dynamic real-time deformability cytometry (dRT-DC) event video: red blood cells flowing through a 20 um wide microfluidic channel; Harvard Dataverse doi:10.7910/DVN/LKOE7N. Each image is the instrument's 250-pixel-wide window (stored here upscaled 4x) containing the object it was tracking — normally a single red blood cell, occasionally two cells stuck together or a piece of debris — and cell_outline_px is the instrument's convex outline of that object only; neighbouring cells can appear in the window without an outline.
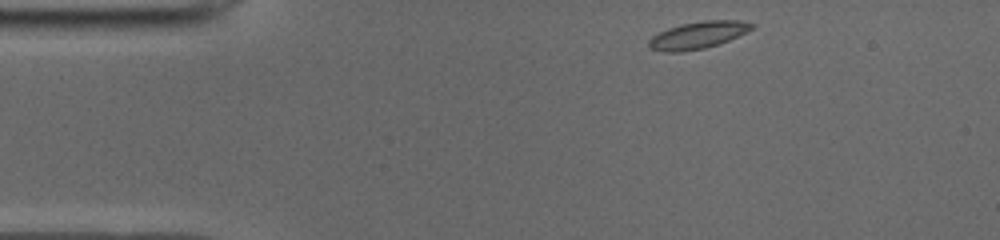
{"species": "common noctule bat (a hibernating species)", "species_latin": "Nyctalus noctula", "temperature_condition": "cold", "stored_images_in_passage": 44, "camera_frame_rate_fps": 3000, "um_per_image_px": 0.085, "animal": {"sex": "male", "body_mass_g": 19.0, "forearm_length_mm": 50.8}, "frame": {"image": 1, "passage_image": 1, "time_ms": 0.0, "image_size_px": [1000, 240], "cell_outline_px": [[756, 24], [752, 28], [720, 44], [704, 48], [680, 52], [664, 52], [648, 48], [648, 40], [652, 36], [668, 28], [680, 24], [704, 20], [740, 20]], "centroid_in_image_um": [59.28, 2.98], "position_along_channel_um": 25.7, "area_um2": 16.24}}
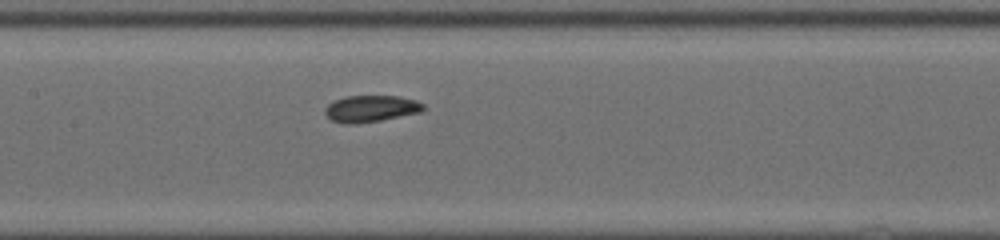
{"frame": {"image": 2, "passage_image": 17, "time_ms": 5.333, "image_size_px": [1000, 240], "cell_outline_px": [[424, 108], [420, 112], [380, 120], [356, 124], [344, 124], [332, 120], [324, 112], [324, 108], [328, 104], [336, 100], [348, 96], [396, 96], [416, 100], [424, 104]], "centroid_in_image_um": [31.51, 9.24], "position_along_channel_um": 175.9, "area_um2": 15.09}}
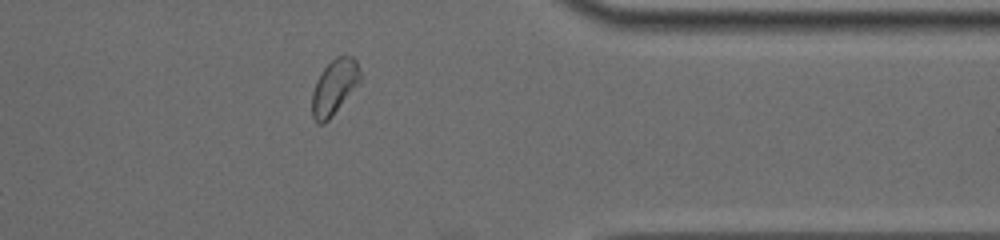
{"frame": {"image": 3, "passage_image": 34, "time_ms": 11.0, "image_size_px": [1000, 240], "cell_outline_px": [[360, 80], [328, 120], [324, 124], [316, 124], [312, 116], [312, 92], [316, 80], [324, 68], [336, 56], [352, 56], [356, 60], [360, 72]], "centroid_in_image_um": [28.37, 7.4], "position_along_channel_um": 383.0, "area_um2": 15.09}, "authors_computed_cell_mechanics": {"area_um2": 15.4326, "velocity_mm_per_s": 3.9018, "shape_relaxation_time_tau1_ms": null, "shape_relaxation_time_tau2_ms": 4.7757, "deformation_change_tau1": null, "deformation_change_tau2": 0.0608}}